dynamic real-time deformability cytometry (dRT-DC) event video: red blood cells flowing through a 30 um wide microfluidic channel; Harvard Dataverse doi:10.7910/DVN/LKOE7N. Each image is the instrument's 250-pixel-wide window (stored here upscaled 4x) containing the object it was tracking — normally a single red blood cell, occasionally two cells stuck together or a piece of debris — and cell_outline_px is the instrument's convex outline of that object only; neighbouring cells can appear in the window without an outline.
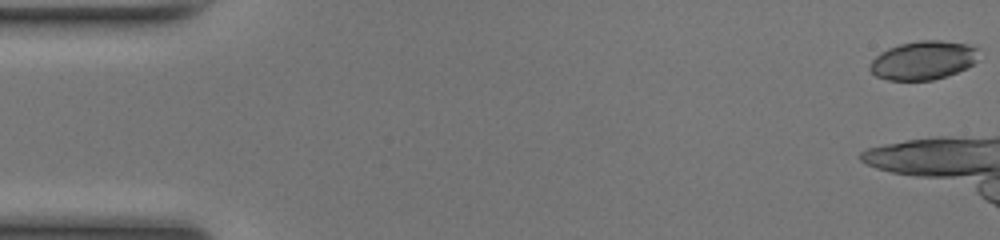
{"species": "common noctule bat (a hibernating species)", "species_latin": "Nyctalus noctula", "temperature_condition": "room temperature", "stored_images_in_passage": 12, "camera_frame_rate_fps": 3000, "um_per_image_px": 0.085, "animal": {"sex": "female", "body_mass_g": 17.0, "forearm_length_mm": 48.0}, "frame": {"image": 1, "passage_image": 1, "time_ms": 0.0, "image_size_px": [1000, 240], "cell_outline_px": [[980, 60], [968, 68], [932, 80], [888, 80], [876, 76], [868, 68], [868, 64], [880, 52], [888, 48], [900, 44], [920, 40], [940, 40], [968, 44], [980, 48]], "centroid_in_image_um": [78.52, 5.11], "position_along_channel_um": 6.5, "area_um2": 24.91}}